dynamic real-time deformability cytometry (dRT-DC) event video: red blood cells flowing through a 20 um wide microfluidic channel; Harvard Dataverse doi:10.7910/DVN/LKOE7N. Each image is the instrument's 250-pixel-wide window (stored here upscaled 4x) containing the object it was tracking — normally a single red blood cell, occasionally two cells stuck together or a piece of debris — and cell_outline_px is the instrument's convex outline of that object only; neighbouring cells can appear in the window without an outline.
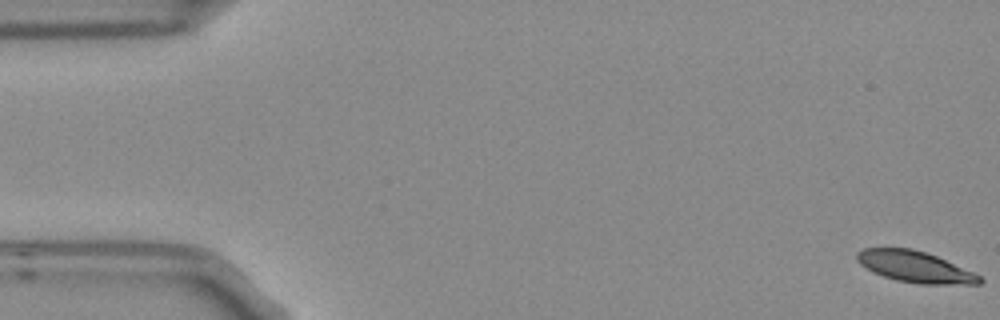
{"species": "Egyptian fruit bat (a non-hibernating species)", "species_latin": "Rousettus aegyptiacus", "temperature_condition": "room temperature", "stored_images_in_passage": 8, "camera_frame_rate_fps": 3000, "um_per_image_px": 0.085, "frame": {"image": 1, "passage_image": 1, "time_ms": 0.0, "image_size_px": [1000, 320], "cell_outline_px": [[984, 280], [980, 284], [920, 284], [896, 280], [872, 272], [860, 264], [856, 260], [856, 252], [864, 248], [912, 248], [936, 256], [972, 272], [980, 276]], "centroid_in_image_um": [77.74, 22.68], "position_along_channel_um": 7.3, "area_um2": 22.14}}
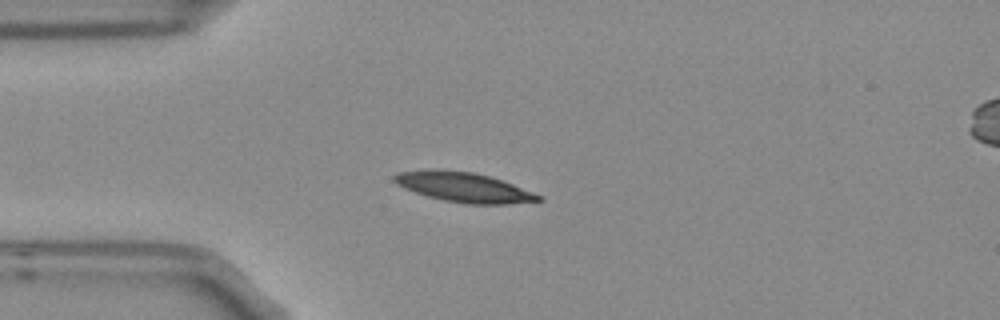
{"frame": {"image": 2, "passage_image": 4, "time_ms": 1.0, "image_size_px": [1000, 320], "cell_outline_px": [[544, 200], [508, 204], [464, 204], [444, 200], [428, 196], [404, 188], [396, 184], [392, 180], [392, 176], [396, 172], [428, 168], [440, 168], [472, 172], [488, 176], [512, 184], [544, 196]], "centroid_in_image_um": [39.37, 15.89], "position_along_channel_um": 45.6, "area_um2": 25.32}}